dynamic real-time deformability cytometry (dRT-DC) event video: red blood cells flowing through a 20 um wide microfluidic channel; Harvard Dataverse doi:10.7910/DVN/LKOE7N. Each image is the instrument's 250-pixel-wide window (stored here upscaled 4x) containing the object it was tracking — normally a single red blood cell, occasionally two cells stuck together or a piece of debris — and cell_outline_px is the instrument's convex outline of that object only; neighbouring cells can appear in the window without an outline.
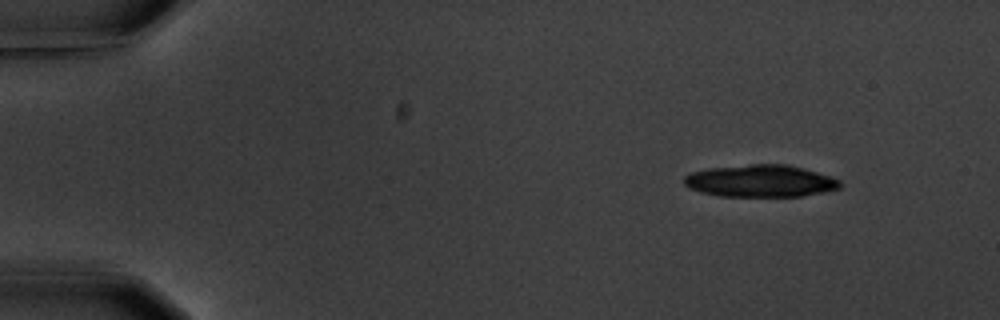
{"species": "common noctule bat (a hibernating species)", "species_latin": "Nyctalus noctula", "temperature_condition": "warm", "stored_images_in_passage": 3, "camera_frame_rate_fps": 3000, "um_per_image_px": 0.085, "animal": {"sex": "male", "body_mass_g": 20.1, "forearm_length_mm": 53.5}, "frame": {"image": 1, "passage_image": 1, "time_ms": 0.0, "image_size_px": [1000, 320], "cell_outline_px": [[840, 188], [824, 192], [800, 196], [720, 196], [700, 192], [688, 188], [684, 184], [684, 176], [692, 172], [708, 168], [748, 164], [788, 164], [804, 168], [832, 176], [840, 180]], "centroid_in_image_um": [64.63, 15.37], "position_along_channel_um": 20.4, "area_um2": 29.42}}